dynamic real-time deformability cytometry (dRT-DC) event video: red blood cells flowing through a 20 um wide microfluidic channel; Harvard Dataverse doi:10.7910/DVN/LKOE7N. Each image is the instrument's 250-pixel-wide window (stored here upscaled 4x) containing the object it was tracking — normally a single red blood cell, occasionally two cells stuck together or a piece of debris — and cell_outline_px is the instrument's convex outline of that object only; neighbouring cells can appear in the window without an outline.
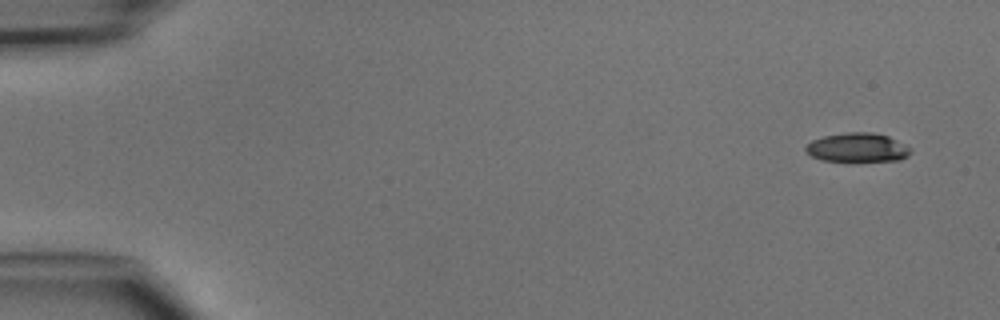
{"species": "common noctule bat (a hibernating species)", "species_latin": "Nyctalus noctula", "temperature_condition": "cold", "stored_images_in_passage": 9, "camera_frame_rate_fps": 3000, "um_per_image_px": 0.085, "animal": {"sex": "male", "body_mass_g": 15.6}, "frame": {"image": 1, "passage_image": 1, "time_ms": 0.0, "image_size_px": [1000, 320], "cell_outline_px": [[912, 152], [908, 156], [900, 160], [848, 164], [820, 160], [812, 156], [804, 148], [812, 140], [824, 136], [848, 132], [872, 132], [888, 136], [912, 148]], "centroid_in_image_um": [72.9, 12.6], "position_along_channel_um": 12.1, "area_um2": 18.61}}